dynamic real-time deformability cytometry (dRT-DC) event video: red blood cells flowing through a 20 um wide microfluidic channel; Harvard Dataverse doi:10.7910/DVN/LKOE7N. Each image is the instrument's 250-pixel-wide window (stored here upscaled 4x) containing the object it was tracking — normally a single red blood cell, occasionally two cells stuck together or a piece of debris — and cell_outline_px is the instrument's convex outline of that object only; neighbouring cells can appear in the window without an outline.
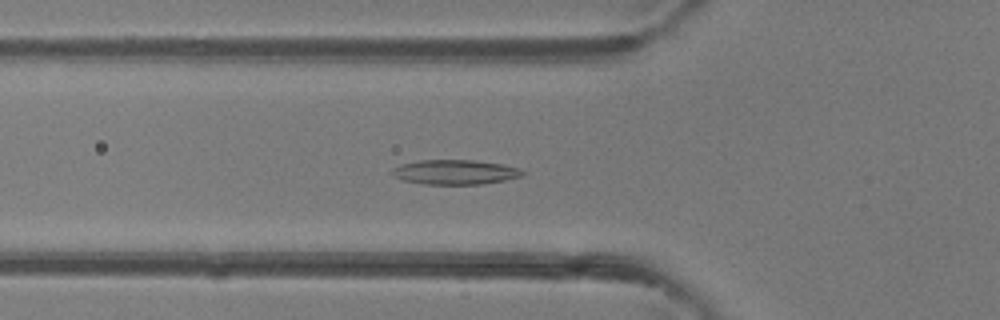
{"species": "common noctule bat (a hibernating species)", "species_latin": "Nyctalus noctula", "temperature_condition": "room temperature", "stored_images_in_passage": 30, "camera_frame_rate_fps": 3000, "um_per_image_px": 0.085, "animal": {"sex": "female"}, "frame": {"image": 1, "passage_image": 5, "time_ms": 1.333, "image_size_px": [1000, 320], "cell_outline_px": [[524, 176], [504, 180], [480, 184], [420, 184], [400, 180], [392, 176], [388, 172], [392, 168], [400, 164], [420, 160], [472, 160], [504, 164], [520, 168], [524, 172]], "centroid_in_image_um": [38.62, 14.63], "position_along_channel_um": 87.2, "area_um2": 19.07}}
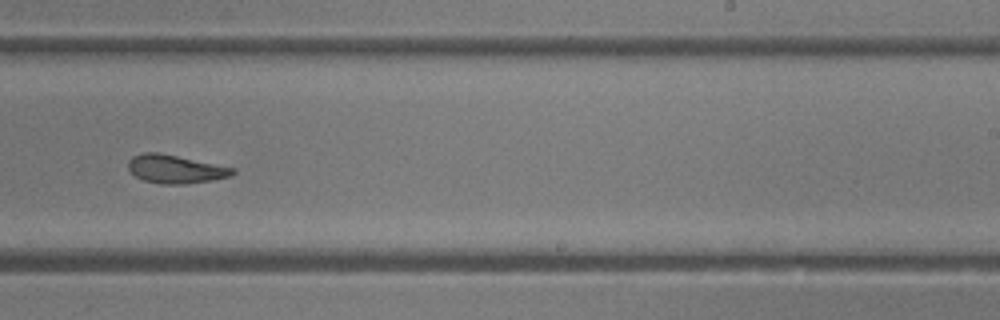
{"frame": {"image": 2, "passage_image": 18, "time_ms": 5.667, "image_size_px": [1000, 320], "cell_outline_px": [[236, 172], [228, 176], [212, 180], [188, 184], [160, 184], [144, 180], [136, 176], [128, 168], [128, 160], [132, 156], [144, 152], [160, 152], [236, 168]], "centroid_in_image_um": [14.9, 14.36], "position_along_channel_um": 274.1, "area_um2": 17.34}}
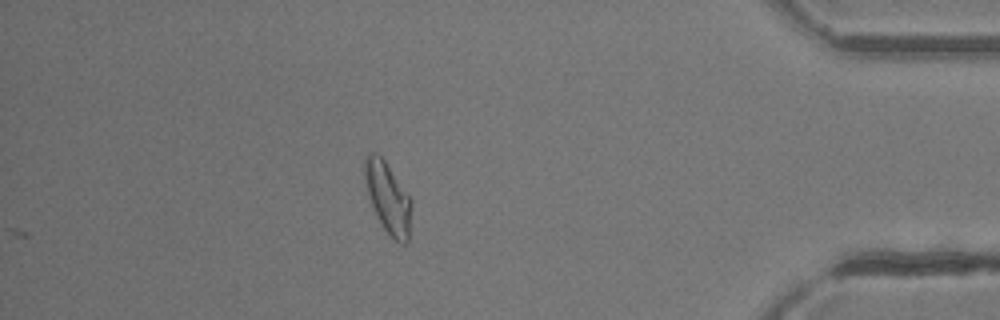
{"frame": {"image": 3, "passage_image": 30, "time_ms": 9.667, "image_size_px": [1000, 320], "cell_outline_px": [[412, 204], [408, 240], [404, 244], [400, 244], [380, 224], [372, 208], [368, 196], [364, 180], [364, 160], [368, 152], [376, 152], [384, 160], [412, 200]], "centroid_in_image_um": [32.95, 16.8], "position_along_channel_um": 402.3, "area_um2": 19.31}, "authors_computed_cell_mechanics": {"area_um2": 17.629, "velocity_mm_per_s": 4.3011, "shape_relaxation_time_tau1_ms": 4.2308, "shape_relaxation_time_tau2_ms": 3.0101, "deformation_change_tau1": 0.1516, "deformation_change_tau2": 0.1068}}